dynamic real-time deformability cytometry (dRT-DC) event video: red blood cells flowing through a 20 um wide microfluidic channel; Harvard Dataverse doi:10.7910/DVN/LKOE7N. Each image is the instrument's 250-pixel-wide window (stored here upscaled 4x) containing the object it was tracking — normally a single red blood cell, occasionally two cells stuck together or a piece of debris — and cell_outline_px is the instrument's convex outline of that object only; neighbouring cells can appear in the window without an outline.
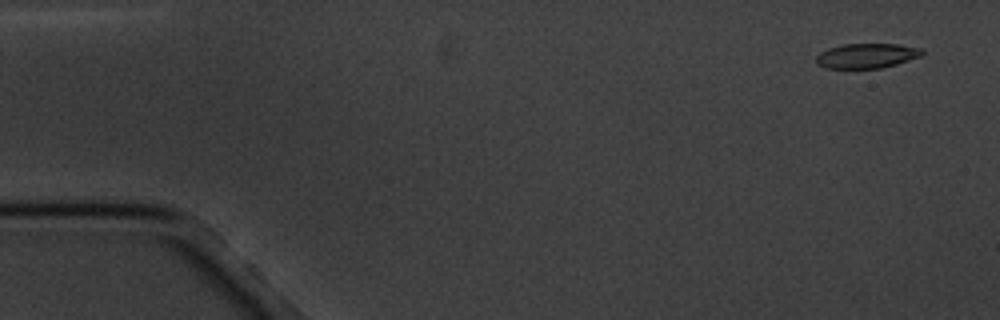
{"species": "common noctule bat (a hibernating species)", "species_latin": "Nyctalus noctula", "temperature_condition": "cold", "stored_images_in_passage": 4, "camera_frame_rate_fps": 3000, "um_per_image_px": 0.085, "animal": {"sex": "male", "body_mass_g": 20.1, "forearm_length_mm": 53.5}, "frame": {"image": 1, "passage_image": 1, "time_ms": 0.0, "image_size_px": [1000, 320], "cell_outline_px": [[924, 52], [920, 56], [896, 64], [880, 68], [828, 68], [816, 64], [816, 56], [820, 52], [828, 48], [844, 44], [896, 44], [924, 48]], "centroid_in_image_um": [73.67, 4.73], "position_along_channel_um": 11.3, "area_um2": 15.26}}
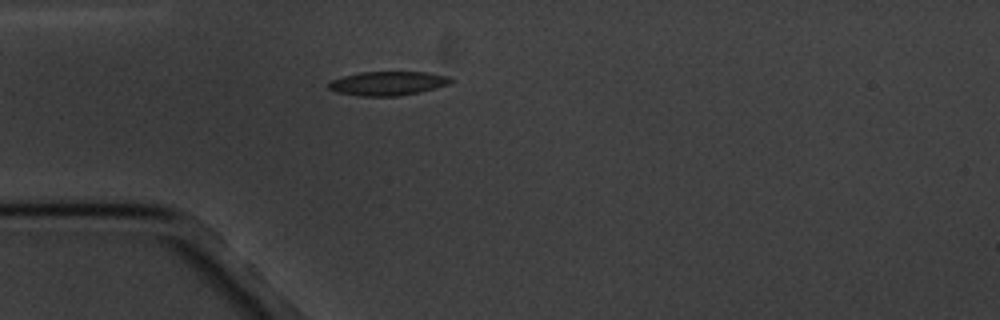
{"frame": {"image": 2, "passage_image": 4, "time_ms": 4.333, "image_size_px": [1000, 320], "cell_outline_px": [[452, 80], [448, 84], [436, 88], [420, 92], [400, 96], [356, 96], [336, 92], [328, 88], [328, 84], [332, 80], [344, 76], [360, 72], [428, 72], [448, 76]], "centroid_in_image_um": [32.95, 7.09], "position_along_channel_um": 52.1, "area_um2": 17.11}}